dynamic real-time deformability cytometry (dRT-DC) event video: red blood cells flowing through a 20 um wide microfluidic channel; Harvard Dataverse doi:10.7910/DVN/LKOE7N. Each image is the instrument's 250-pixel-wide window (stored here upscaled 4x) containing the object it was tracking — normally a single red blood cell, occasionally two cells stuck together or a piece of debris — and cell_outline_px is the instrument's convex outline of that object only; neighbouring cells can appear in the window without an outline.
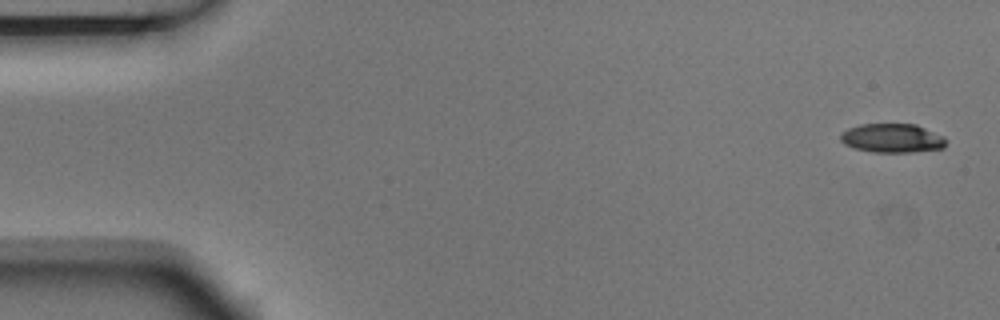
{"species": "Egyptian fruit bat (a non-hibernating species)", "species_latin": "Rousettus aegyptiacus", "temperature_condition": "room temperature", "stored_images_in_passage": 6, "segment_of_instrument_passage": [2, 2], "camera_frame_rate_fps": 3000, "um_per_image_px": 0.085, "animal": {"sex": "male"}, "frame": {"image": 1, "passage_image": 6, "time_ms": 1.667, "image_size_px": [1000, 320], "cell_outline_px": [[948, 140], [944, 148], [908, 152], [872, 152], [856, 148], [844, 144], [840, 140], [840, 132], [848, 128], [860, 124], [916, 124], [944, 136]], "centroid_in_image_um": [75.84, 11.73], "position_along_channel_um": 9.2, "area_um2": 17.92}}